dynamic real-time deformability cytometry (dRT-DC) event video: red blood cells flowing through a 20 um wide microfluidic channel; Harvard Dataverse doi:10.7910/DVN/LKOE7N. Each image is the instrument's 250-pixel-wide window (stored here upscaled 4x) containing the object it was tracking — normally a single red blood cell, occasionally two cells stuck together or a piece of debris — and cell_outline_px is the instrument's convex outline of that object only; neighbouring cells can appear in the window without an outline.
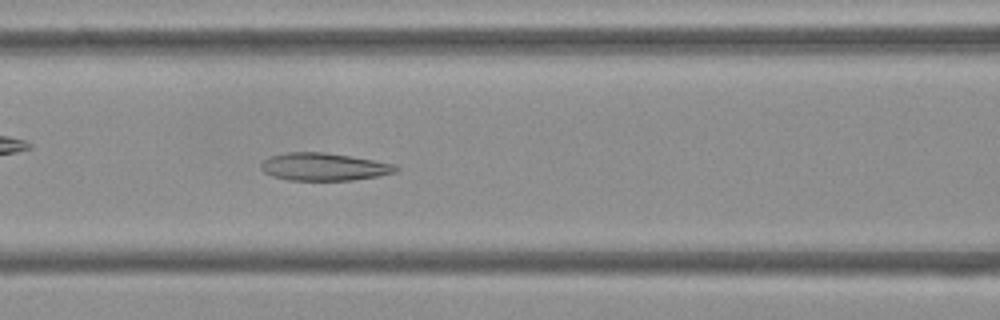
{"species": "Egyptian fruit bat (a non-hibernating species)", "species_latin": "Rousettus aegyptiacus", "temperature_condition": "cold", "stored_images_in_passage": 48, "camera_frame_rate_fps": 3000, "um_per_image_px": 0.085, "frame": {"image": 1, "passage_image": 17, "time_ms": 5.333, "image_size_px": [1000, 320], "cell_outline_px": [[400, 168], [396, 172], [376, 176], [352, 180], [288, 180], [272, 176], [264, 172], [260, 168], [260, 164], [264, 160], [272, 156], [284, 152], [324, 152], [396, 164]], "centroid_in_image_um": [27.51, 14.18], "position_along_channel_um": 139.1, "area_um2": 21.62}}
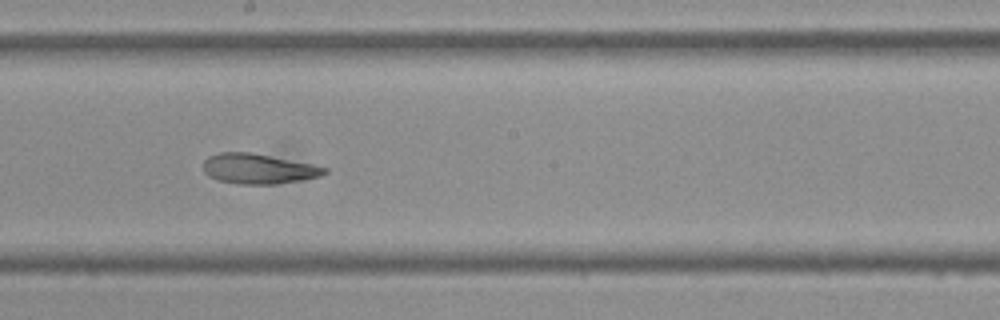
{"frame": {"image": 2, "passage_image": 24, "time_ms": 7.667, "image_size_px": [1000, 320], "cell_outline_px": [[328, 172], [320, 176], [300, 180], [276, 184], [240, 184], [220, 180], [208, 176], [204, 172], [204, 160], [208, 156], [220, 152], [248, 152], [328, 168]], "centroid_in_image_um": [21.92, 14.35], "position_along_channel_um": 226.3, "area_um2": 20.81}}
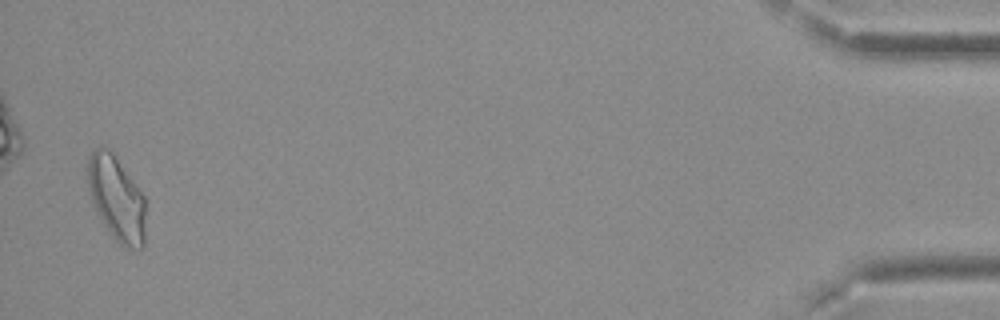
{"frame": {"image": 3, "passage_image": 47, "time_ms": 15.333, "image_size_px": [1000, 320], "cell_outline_px": [[144, 248], [124, 248], [108, 232], [100, 220], [92, 200], [88, 188], [88, 156], [96, 148], [104, 144], [112, 152], [144, 196]], "centroid_in_image_um": [9.88, 16.88], "position_along_channel_um": 425.3, "area_um2": 28.38}, "authors_computed_cell_mechanics": {"area_um2": 23.5246, "velocity_mm_per_s": 3.7373, "shape_relaxation_time_tau1_ms": null, "shape_relaxation_time_tau2_ms": 2.4492, "deformation_change_tau1": null, "deformation_change_tau2": 0.1066}}